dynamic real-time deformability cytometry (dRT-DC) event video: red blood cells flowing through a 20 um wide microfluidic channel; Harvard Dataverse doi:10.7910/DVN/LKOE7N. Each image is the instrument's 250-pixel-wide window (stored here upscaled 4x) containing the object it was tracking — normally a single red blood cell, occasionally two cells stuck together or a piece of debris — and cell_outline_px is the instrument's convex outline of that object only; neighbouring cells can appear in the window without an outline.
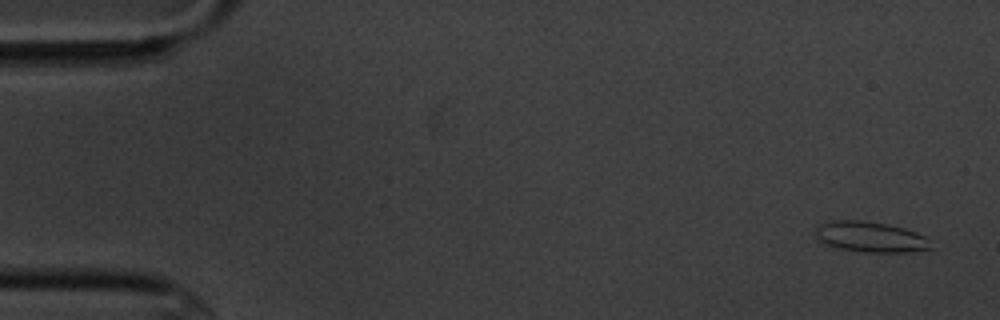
{"species": "common noctule bat (a hibernating species)", "species_latin": "Nyctalus noctula", "temperature_condition": "cold", "stored_images_in_passage": 4, "camera_frame_rate_fps": 3000, "um_per_image_px": 0.085, "animal": {"sex": "male", "body_mass_g": 20.1, "forearm_length_mm": 53.5}, "frame": {"image": 1, "passage_image": 1, "time_ms": 0.0, "image_size_px": [1000, 320], "cell_outline_px": [[932, 248], [908, 252], [864, 252], [836, 248], [816, 240], [816, 228], [820, 224], [832, 220], [860, 220], [888, 224], [916, 232], [924, 236]], "centroid_in_image_um": [73.93, 20.14], "position_along_channel_um": 11.1, "area_um2": 20.46}}